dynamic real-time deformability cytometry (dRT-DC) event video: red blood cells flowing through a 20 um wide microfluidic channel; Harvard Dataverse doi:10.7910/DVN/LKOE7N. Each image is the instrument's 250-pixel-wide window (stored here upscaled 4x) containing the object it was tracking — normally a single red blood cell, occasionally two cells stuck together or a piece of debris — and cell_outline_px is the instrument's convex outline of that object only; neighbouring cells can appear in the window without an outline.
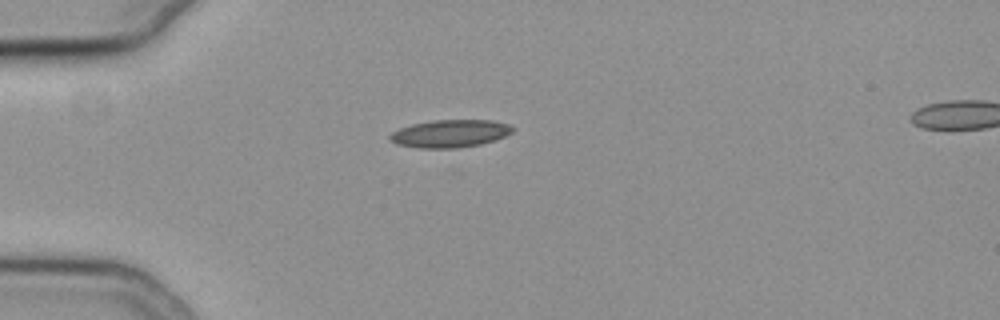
{"species": "common noctule bat (a hibernating species)", "species_latin": "Nyctalus noctula", "temperature_condition": "cold", "stored_images_in_passage": 15, "camera_frame_rate_fps": 3000, "um_per_image_px": 0.085, "animal": {"sex": "female", "body_mass_g": 19.3, "forearm_length_mm": 54.1}, "frame": {"image": 1, "passage_image": 1, "time_ms": 0.0, "image_size_px": [1000, 320], "cell_outline_px": [[516, 128], [512, 132], [496, 140], [480, 144], [460, 148], [420, 148], [396, 144], [388, 136], [392, 132], [400, 128], [412, 124], [432, 120], [492, 120], [508, 124]], "centroid_in_image_um": [38.27, 11.35], "position_along_channel_um": 46.7, "area_um2": 19.83}}
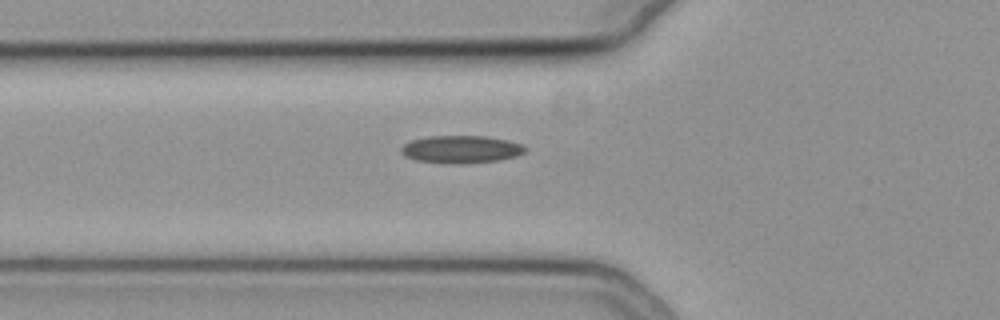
{"frame": {"image": 2, "passage_image": 6, "time_ms": 1.667, "image_size_px": [1000, 320], "cell_outline_px": [[528, 148], [524, 152], [516, 156], [496, 160], [460, 164], [452, 164], [416, 160], [404, 156], [400, 152], [400, 148], [404, 144], [412, 140], [428, 136], [484, 136], [508, 140], [524, 144]], "centroid_in_image_um": [39.19, 12.69], "position_along_channel_um": 86.6, "area_um2": 20.0}}
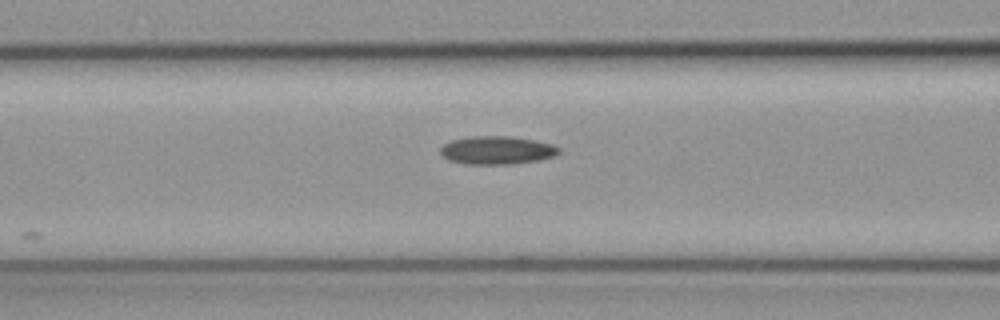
{"frame": {"image": 3, "passage_image": 9, "time_ms": 2.667, "image_size_px": [1000, 320], "cell_outline_px": [[560, 152], [556, 156], [516, 164], [464, 164], [448, 160], [440, 152], [440, 148], [444, 144], [452, 140], [472, 136], [512, 136], [536, 140], [552, 144], [560, 148]], "centroid_in_image_um": [42.26, 12.77], "position_along_channel_um": 124.3, "area_um2": 19.59}}